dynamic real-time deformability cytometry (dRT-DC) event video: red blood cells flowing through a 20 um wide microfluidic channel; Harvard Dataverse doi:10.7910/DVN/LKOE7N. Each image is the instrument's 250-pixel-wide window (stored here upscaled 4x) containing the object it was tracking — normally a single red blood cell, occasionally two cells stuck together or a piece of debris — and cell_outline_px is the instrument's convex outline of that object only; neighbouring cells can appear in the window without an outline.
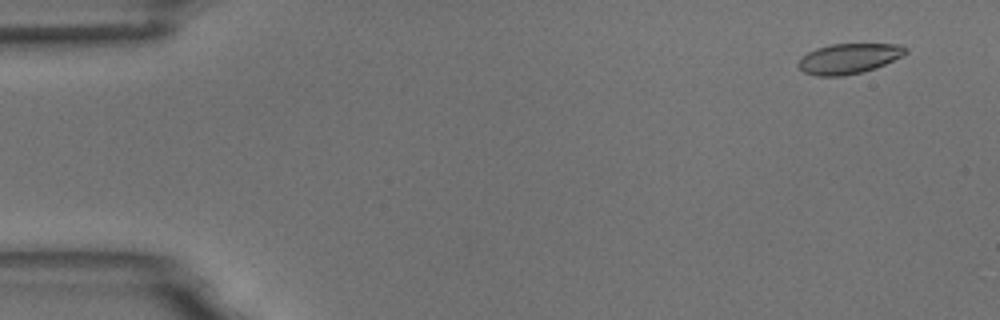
{"species": "common noctule bat (a hibernating species)", "species_latin": "Nyctalus noctula", "temperature_condition": "room temperature", "stored_images_in_passage": 6, "camera_frame_rate_fps": 3000, "um_per_image_px": 0.085, "animal": {"sex": "male", "body_mass_g": 18.8}, "frame": {"image": 1, "passage_image": 1, "time_ms": 0.0, "image_size_px": [1000, 320], "cell_outline_px": [[908, 52], [876, 68], [844, 76], [816, 76], [804, 72], [796, 64], [808, 52], [816, 48], [832, 44], [900, 44], [908, 48]], "centroid_in_image_um": [72.14, 4.98], "position_along_channel_um": 12.9, "area_um2": 18.73}}
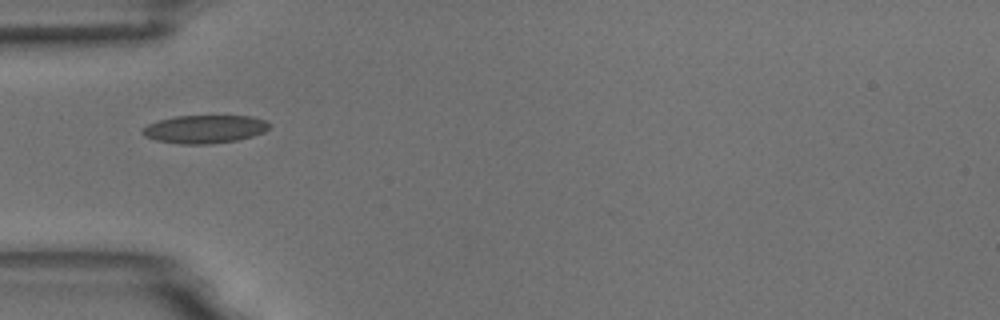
{"frame": {"image": 2, "passage_image": 5, "time_ms": 4.667, "image_size_px": [1000, 320], "cell_outline_px": [[272, 124], [264, 132], [252, 136], [236, 140], [208, 144], [180, 144], [156, 140], [144, 136], [140, 132], [148, 124], [156, 120], [176, 116], [252, 116], [264, 120]], "centroid_in_image_um": [17.38, 10.97], "position_along_channel_um": 67.6, "area_um2": 20.81}}